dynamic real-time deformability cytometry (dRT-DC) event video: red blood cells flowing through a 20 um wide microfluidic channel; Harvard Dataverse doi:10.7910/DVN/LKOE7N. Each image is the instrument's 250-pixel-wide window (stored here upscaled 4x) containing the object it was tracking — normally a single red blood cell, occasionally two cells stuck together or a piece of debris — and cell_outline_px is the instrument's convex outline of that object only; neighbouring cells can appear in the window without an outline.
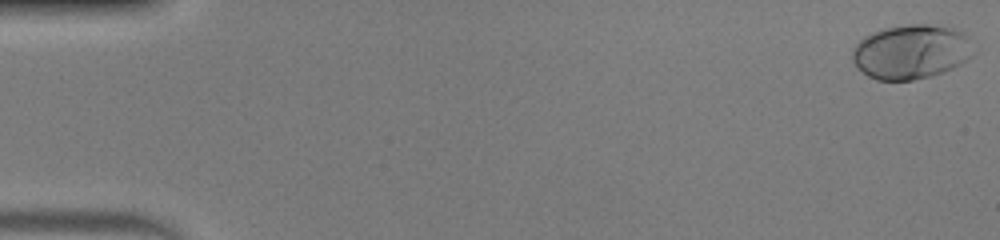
{"species": "human", "species_latin": "Homo sapiens", "temperature_condition": "warm", "stored_images_in_passage": 51, "camera_frame_rate_fps": 3000, "um_per_image_px": 0.085, "donor": {"sex": "male"}, "frame": {"image": 1, "passage_image": 1, "time_ms": 0.0, "image_size_px": [1000, 240], "cell_outline_px": [[976, 52], [968, 60], [952, 68], [928, 76], [912, 80], [876, 80], [868, 76], [856, 68], [852, 60], [852, 48], [864, 36], [872, 32], [884, 28], [908, 24], [928, 24], [956, 28], [964, 32], [968, 36]], "centroid_in_image_um": [77.45, 4.39], "position_along_channel_um": 7.5, "area_um2": 38.84}}
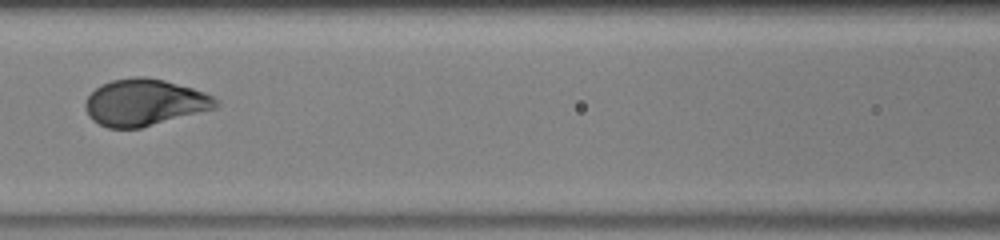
{"frame": {"image": 2, "passage_image": 24, "time_ms": 7.667, "image_size_px": [1000, 240], "cell_outline_px": [[220, 104], [216, 108], [140, 128], [108, 128], [92, 120], [88, 116], [84, 108], [84, 104], [88, 96], [100, 84], [112, 80], [136, 76], [144, 76], [164, 80], [192, 88], [204, 92], [220, 100]], "centroid_in_image_um": [12.27, 8.7], "position_along_channel_um": 154.3, "area_um2": 35.55}}
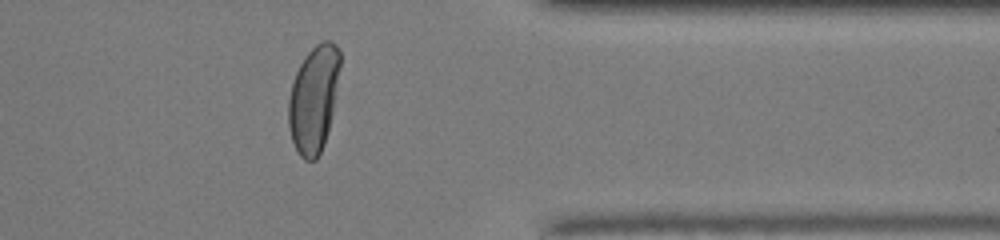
{"frame": {"image": 3, "passage_image": 42, "time_ms": 13.667, "image_size_px": [1000, 240], "cell_outline_px": [[340, 64], [332, 112], [324, 144], [316, 160], [304, 160], [300, 156], [292, 140], [288, 128], [288, 100], [292, 84], [296, 72], [304, 56], [316, 44], [324, 40], [332, 40], [340, 48]], "centroid_in_image_um": [26.65, 8.38], "position_along_channel_um": 384.8, "area_um2": 31.91}, "authors_computed_cell_mechanics": {"area_um2": 35.7204, "velocity_mm_per_s": 4.0377, "shape_relaxation_time_tau1_ms": 2.9213, "shape_relaxation_time_tau2_ms": null, "deformation_change_tau1": 0.211, "deformation_change_tau2": null}}